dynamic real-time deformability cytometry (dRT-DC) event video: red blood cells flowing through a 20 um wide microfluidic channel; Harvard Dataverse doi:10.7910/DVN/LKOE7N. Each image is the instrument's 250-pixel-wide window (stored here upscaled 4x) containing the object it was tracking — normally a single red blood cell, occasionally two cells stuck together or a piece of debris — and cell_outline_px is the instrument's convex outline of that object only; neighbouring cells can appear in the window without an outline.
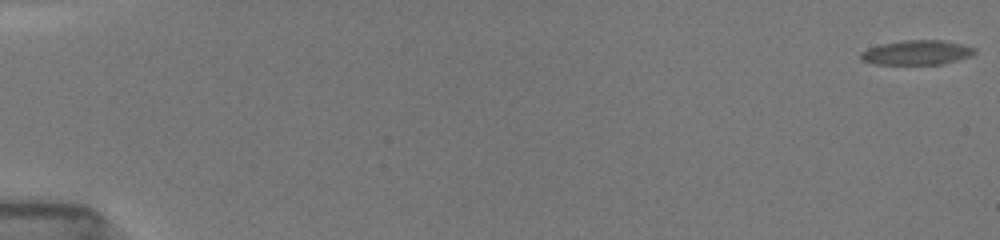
{"species": "common noctule bat (a hibernating species)", "species_latin": "Nyctalus noctula", "temperature_condition": "room temperature", "stored_images_in_passage": 55, "camera_frame_rate_fps": 3000, "um_per_image_px": 0.085, "animal": {"sex": "female", "body_mass_g": 19.5, "forearm_length_mm": 54.1}, "frame": {"image": 1, "passage_image": 1, "time_ms": 0.0, "image_size_px": [1000, 240], "cell_outline_px": [[976, 52], [968, 56], [956, 60], [940, 64], [872, 64], [860, 60], [860, 52], [868, 48], [880, 44], [904, 40], [940, 40], [960, 44], [976, 48]], "centroid_in_image_um": [77.86, 4.47], "position_along_channel_um": 7.1, "area_um2": 16.18}}
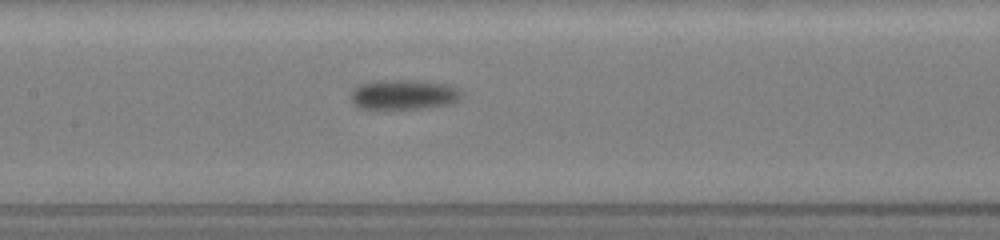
{"frame": {"image": 2, "passage_image": 28, "time_ms": 9.0, "image_size_px": [1000, 240], "cell_outline_px": [[464, 96], [460, 100], [448, 104], [420, 108], [360, 108], [352, 104], [348, 96], [348, 92], [352, 88], [360, 84], [376, 80], [412, 80], [444, 84], [460, 88], [464, 92]], "centroid_in_image_um": [34.28, 8.03], "position_along_channel_um": 173.1, "area_um2": 19.59}}
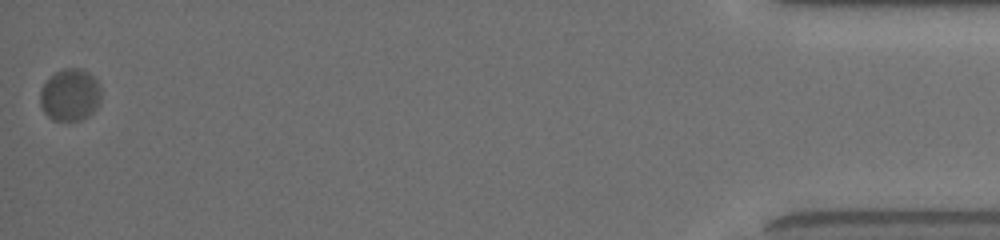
{"frame": {"image": 3, "passage_image": 55, "time_ms": 18.0, "image_size_px": [1000, 240], "cell_outline_px": [[100, 100], [96, 108], [88, 116], [80, 120], [52, 120], [44, 112], [40, 104], [40, 88], [56, 72], [64, 68], [84, 68], [96, 80], [100, 88]], "centroid_in_image_um": [5.95, 8.06], "position_along_channel_um": 429.3, "area_um2": 18.44}, "authors_computed_cell_mechanics": {"area_um2": 17.7446, "velocity_mm_per_s": 3.7964, "shape_relaxation_time_tau1_ms": 1.6332, "shape_relaxation_time_tau2_ms": null, "deformation_change_tau1": 0.0684, "deformation_change_tau2": null}}